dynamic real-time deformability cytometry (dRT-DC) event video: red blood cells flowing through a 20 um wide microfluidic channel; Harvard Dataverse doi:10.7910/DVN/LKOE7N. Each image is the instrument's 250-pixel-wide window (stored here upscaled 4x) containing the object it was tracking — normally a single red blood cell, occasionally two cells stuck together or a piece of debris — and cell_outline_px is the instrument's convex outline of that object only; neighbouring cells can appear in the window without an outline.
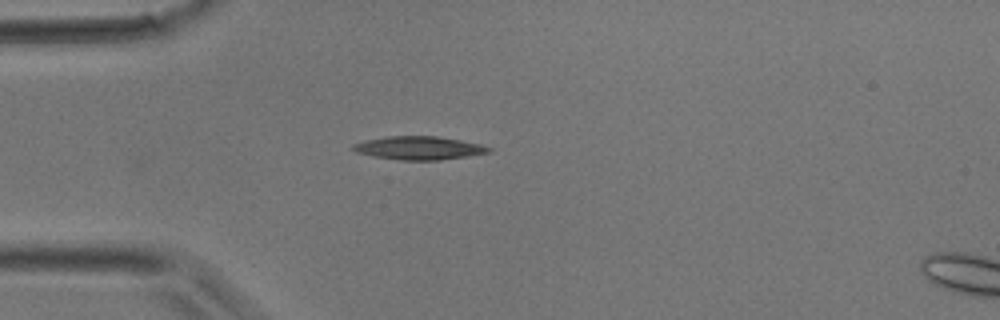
{"species": "common noctule bat (a hibernating species)", "species_latin": "Nyctalus noctula", "temperature_condition": "room temperature", "stored_images_in_passage": 24, "camera_frame_rate_fps": 3000, "um_per_image_px": 0.085, "animal": {"sex": "male", "body_mass_g": 17.9}, "frame": {"image": 1, "passage_image": 1, "time_ms": 0.0, "image_size_px": [1000, 320], "cell_outline_px": [[492, 152], [440, 160], [400, 160], [372, 156], [356, 152], [352, 148], [352, 144], [364, 140], [388, 136], [436, 136], [460, 140], [480, 144], [492, 148]], "centroid_in_image_um": [35.59, 12.58], "position_along_channel_um": 49.4, "area_um2": 18.44}}
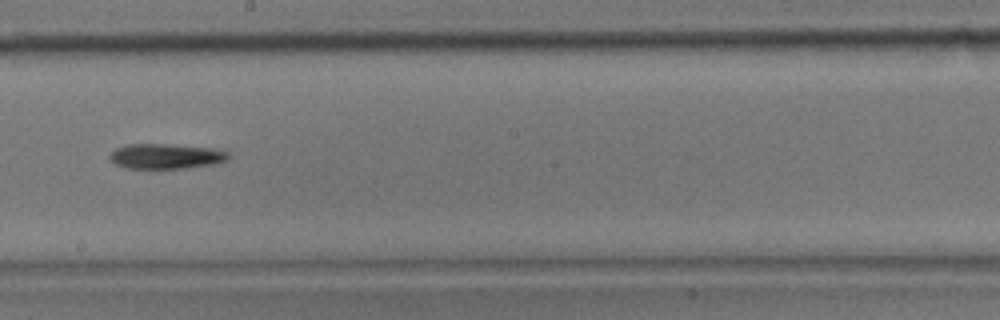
{"frame": {"image": 2, "passage_image": 12, "time_ms": 3.667, "image_size_px": [1000, 320], "cell_outline_px": [[228, 160], [216, 164], [184, 168], [124, 168], [108, 160], [108, 156], [116, 148], [128, 144], [164, 144], [212, 148], [228, 152]], "centroid_in_image_um": [14.07, 13.28], "position_along_channel_um": 234.1, "area_um2": 17.34}}
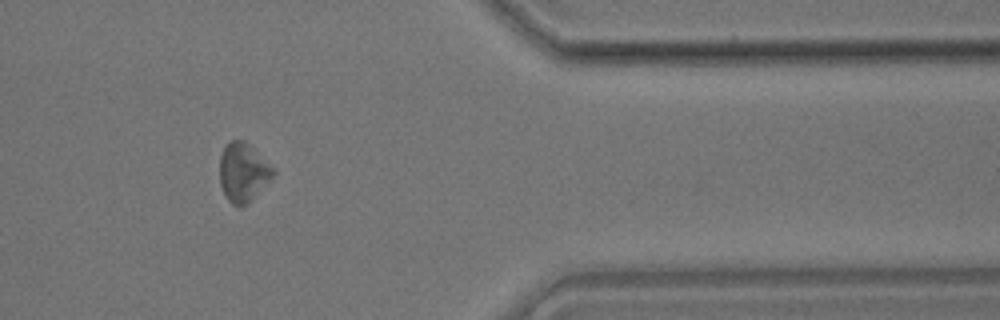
{"frame": {"image": 3, "passage_image": 22, "time_ms": 7.0, "image_size_px": [1000, 320], "cell_outline_px": [[276, 172], [248, 204], [232, 204], [228, 200], [220, 184], [220, 156], [228, 140], [244, 140], [276, 168]], "centroid_in_image_um": [20.68, 14.61], "position_along_channel_um": 390.7, "area_um2": 18.21}}